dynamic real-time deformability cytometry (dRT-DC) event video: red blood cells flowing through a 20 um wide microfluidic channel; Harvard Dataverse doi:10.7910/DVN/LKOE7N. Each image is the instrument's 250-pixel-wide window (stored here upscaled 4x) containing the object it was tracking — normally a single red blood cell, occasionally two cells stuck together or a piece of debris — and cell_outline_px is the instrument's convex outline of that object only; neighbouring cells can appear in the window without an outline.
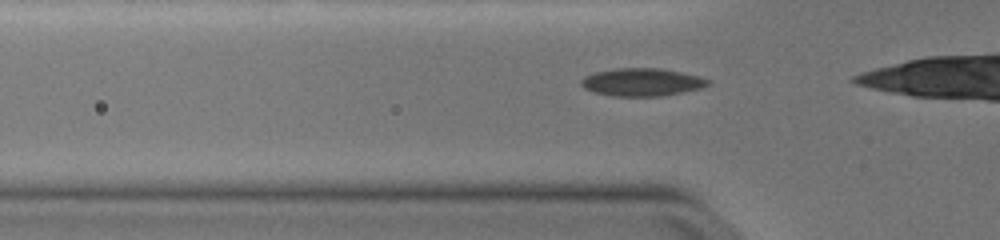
{"species": "common noctule bat (a hibernating species)", "species_latin": "Nyctalus noctula", "temperature_condition": "warm", "stored_images_in_passage": 38, "camera_frame_rate_fps": 3000, "um_per_image_px": 0.085, "animal": {"sex": "female", "body_mass_g": 19.0, "forearm_length_mm": 51.5}, "frame": {"image": 1, "passage_image": 9, "time_ms": 2.667, "image_size_px": [1000, 240], "cell_outline_px": [[712, 84], [700, 88], [660, 96], [612, 96], [592, 92], [584, 88], [580, 84], [580, 80], [584, 76], [596, 72], [616, 68], [660, 68], [700, 76], [712, 80]], "centroid_in_image_um": [54.56, 6.98], "position_along_channel_um": 71.2, "area_um2": 20.63}}
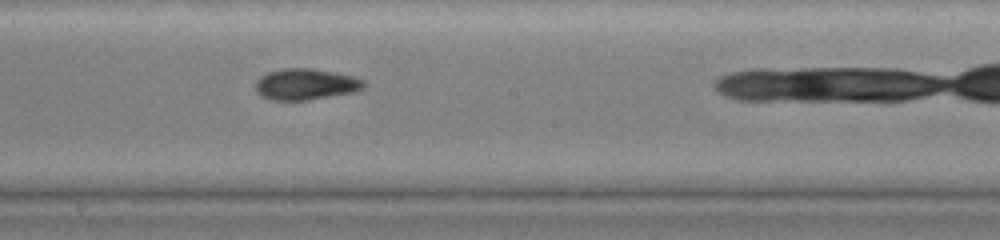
{"frame": {"image": 2, "passage_image": 21, "time_ms": 6.667, "image_size_px": [1000, 240], "cell_outline_px": [[364, 88], [356, 92], [308, 100], [268, 100], [260, 96], [256, 92], [256, 80], [260, 76], [268, 72], [284, 68], [312, 68], [352, 76], [364, 80]], "centroid_in_image_um": [25.96, 7.17], "position_along_channel_um": 222.2, "area_um2": 19.83}}
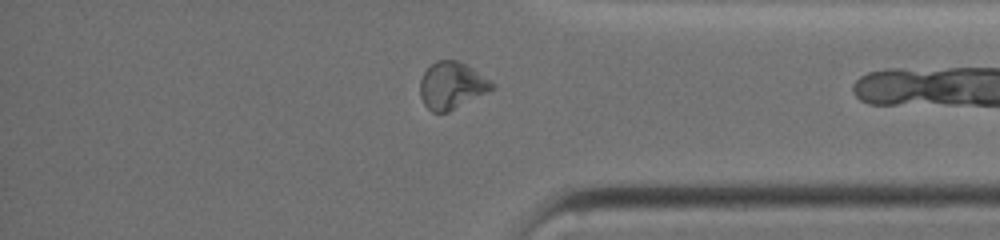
{"frame": {"image": 3, "passage_image": 35, "time_ms": 11.333, "image_size_px": [1000, 240], "cell_outline_px": [[496, 84], [488, 92], [448, 112], [432, 112], [424, 104], [420, 96], [420, 80], [424, 72], [436, 60], [460, 60], [468, 64]], "centroid_in_image_um": [38.41, 7.25], "position_along_channel_um": 396.8, "area_um2": 19.77}}